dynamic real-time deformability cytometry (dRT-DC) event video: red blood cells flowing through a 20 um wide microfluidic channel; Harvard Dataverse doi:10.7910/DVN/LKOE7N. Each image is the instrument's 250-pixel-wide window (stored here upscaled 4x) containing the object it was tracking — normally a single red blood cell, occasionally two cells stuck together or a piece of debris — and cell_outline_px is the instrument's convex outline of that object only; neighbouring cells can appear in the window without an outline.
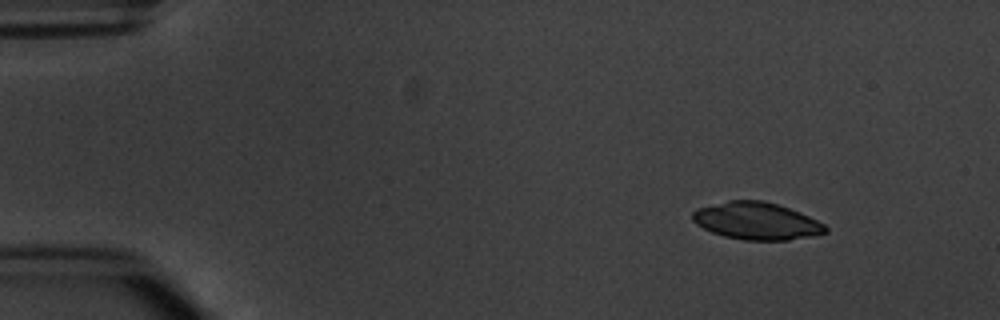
{"species": "common noctule bat (a hibernating species)", "species_latin": "Nyctalus noctula", "temperature_condition": "warm", "stored_images_in_passage": 3, "camera_frame_rate_fps": 3000, "um_per_image_px": 0.085, "animal": {"sex": "male", "body_mass_g": 20.1, "forearm_length_mm": 53.5}, "frame": {"image": 1, "passage_image": 1, "time_ms": 0.0, "image_size_px": [1000, 320], "cell_outline_px": [[828, 232], [812, 236], [788, 240], [744, 240], [724, 236], [712, 232], [696, 224], [692, 220], [692, 212], [696, 208], [728, 200], [764, 200], [800, 212], [824, 224], [828, 228]], "centroid_in_image_um": [64.29, 18.78], "position_along_channel_um": 20.7, "area_um2": 28.9}}